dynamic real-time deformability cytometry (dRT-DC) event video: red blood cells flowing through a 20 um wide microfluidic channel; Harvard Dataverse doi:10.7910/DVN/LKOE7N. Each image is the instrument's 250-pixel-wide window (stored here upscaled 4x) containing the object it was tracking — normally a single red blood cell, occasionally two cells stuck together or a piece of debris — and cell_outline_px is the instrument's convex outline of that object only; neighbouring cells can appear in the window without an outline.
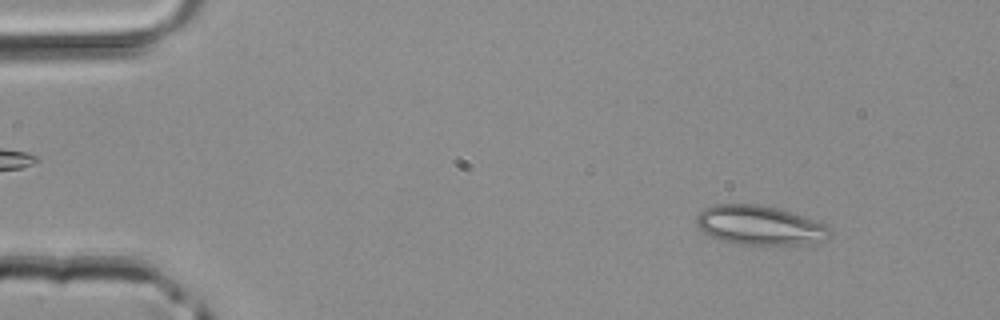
{"species": "common noctule bat (a hibernating species)", "species_latin": "Nyctalus noctula", "temperature_condition": "room temperature", "stored_images_in_passage": 44, "camera_frame_rate_fps": 3000, "um_per_image_px": 0.085, "animal": {"sex": "male", "body_mass_g": 20.4}, "frame": {"image": 1, "passage_image": 4, "time_ms": 1.0, "image_size_px": [1000, 320], "cell_outline_px": [[828, 236], [824, 240], [804, 244], [736, 244], [712, 236], [704, 232], [696, 224], [696, 216], [704, 208], [716, 204], [760, 204], [792, 212], [820, 220], [828, 224]], "centroid_in_image_um": [64.59, 19.13], "position_along_channel_um": 20.4, "area_um2": 30.46}}
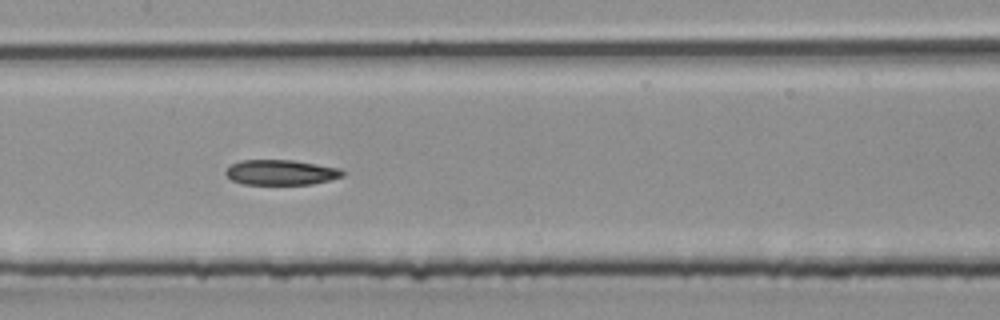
{"frame": {"image": 2, "passage_image": 21, "time_ms": 6.667, "image_size_px": [1000, 320], "cell_outline_px": [[344, 176], [312, 184], [244, 184], [232, 180], [224, 172], [232, 164], [240, 160], [292, 160], [340, 168], [344, 172]], "centroid_in_image_um": [23.88, 14.65], "position_along_channel_um": 183.5, "area_um2": 16.99}}
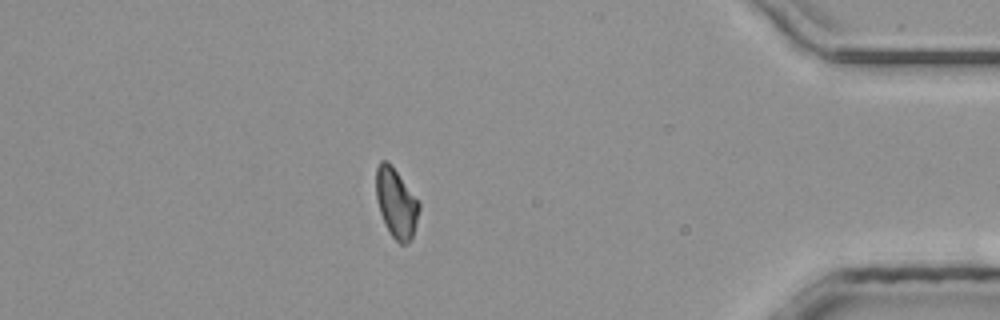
{"frame": {"image": 3, "passage_image": 38, "time_ms": 12.333, "image_size_px": [1000, 320], "cell_outline_px": [[420, 208], [416, 224], [412, 236], [404, 244], [400, 244], [388, 232], [380, 212], [376, 196], [376, 168], [380, 160], [384, 160], [392, 164], [420, 204]], "centroid_in_image_um": [33.66, 17.23], "position_along_channel_um": 401.5, "area_um2": 17.22}}